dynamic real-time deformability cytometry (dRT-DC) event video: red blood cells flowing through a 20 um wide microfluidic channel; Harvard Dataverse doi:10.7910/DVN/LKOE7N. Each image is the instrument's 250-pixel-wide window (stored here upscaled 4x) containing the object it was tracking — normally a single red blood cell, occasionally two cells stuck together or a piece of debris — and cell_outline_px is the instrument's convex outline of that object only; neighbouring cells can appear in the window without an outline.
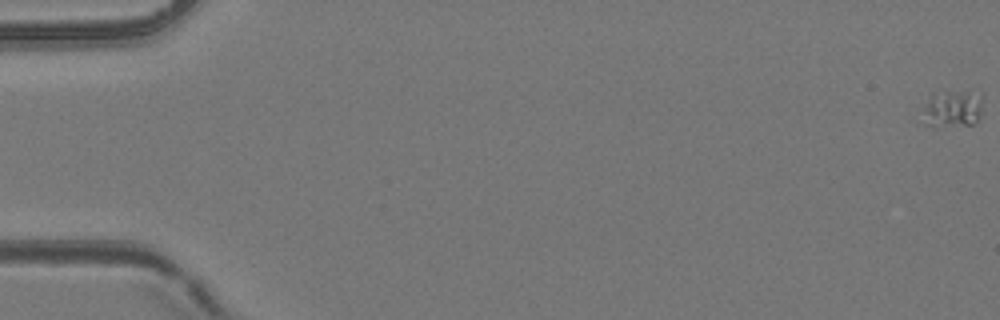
{"species": "common noctule bat (a hibernating species)", "species_latin": "Nyctalus noctula", "temperature_condition": "room temperature", "stored_images_in_passage": 5, "camera_frame_rate_fps": 3000, "um_per_image_px": 0.085, "animal": {"sex": "female", "body_mass_g": 24.6, "forearm_length_mm": 56.2}, "frame": {"image": 1, "passage_image": 1, "time_ms": 0.0, "image_size_px": [1000, 320], "cell_outline_px": [[980, 112], [976, 120], [972, 124], [936, 128], [932, 128], [924, 124], [924, 108], [932, 96], [948, 92], [968, 92], [980, 96]], "centroid_in_image_um": [80.92, 9.33], "position_along_channel_um": 4.1, "area_um2": 12.43}}